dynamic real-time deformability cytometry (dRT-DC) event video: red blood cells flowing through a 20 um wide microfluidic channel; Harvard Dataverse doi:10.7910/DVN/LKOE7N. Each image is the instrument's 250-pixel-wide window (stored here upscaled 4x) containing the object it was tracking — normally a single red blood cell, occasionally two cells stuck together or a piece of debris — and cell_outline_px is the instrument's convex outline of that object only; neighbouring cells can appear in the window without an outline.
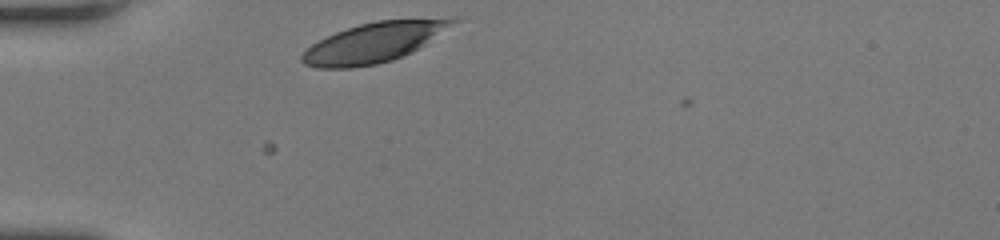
{"species": "human", "species_latin": "Homo sapiens", "temperature_condition": "room temperature", "stored_images_in_passage": 29, "camera_frame_rate_fps": 3000, "um_per_image_px": 0.085, "donor": {"sex": "female"}, "frame": {"image": 1, "passage_image": 1, "time_ms": 0.0, "image_size_px": [1000, 240], "cell_outline_px": [[460, 20], [420, 48], [404, 56], [392, 60], [376, 64], [352, 68], [316, 68], [304, 64], [300, 60], [300, 56], [312, 44], [336, 32], [360, 24], [376, 20], [456, 16]], "centroid_in_image_um": [31.86, 3.59], "position_along_channel_um": 53.1, "area_um2": 35.43}}
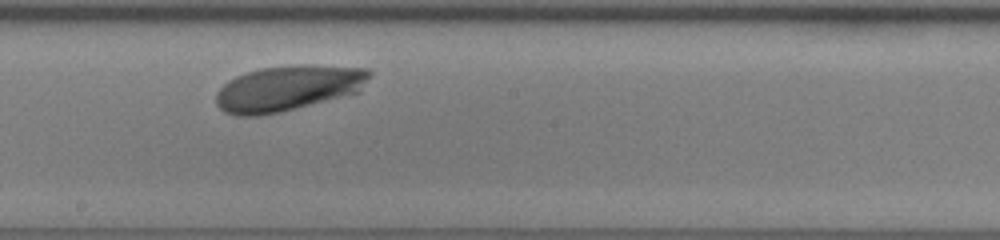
{"frame": {"image": 2, "passage_image": 16, "time_ms": 5.0, "image_size_px": [1000, 240], "cell_outline_px": [[372, 76], [360, 92], [280, 112], [256, 116], [236, 116], [224, 112], [216, 104], [216, 92], [228, 80], [236, 76], [260, 68], [296, 64], [308, 64], [368, 68], [372, 72]], "centroid_in_image_um": [24.52, 7.48], "position_along_channel_um": 223.7, "area_um2": 41.1}}
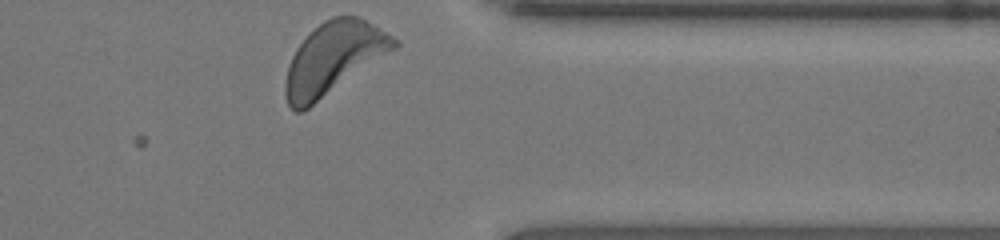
{"frame": {"image": 3, "passage_image": 29, "time_ms": 9.333, "image_size_px": [1000, 240], "cell_outline_px": [[400, 44], [396, 48], [308, 108], [300, 112], [296, 112], [288, 104], [284, 92], [284, 84], [288, 68], [292, 56], [296, 48], [324, 20], [332, 16], [356, 16], [364, 20], [400, 40]], "centroid_in_image_um": [28.35, 4.96], "position_along_channel_um": 383.1, "area_um2": 44.56}, "authors_computed_cell_mechanics": {"area_um2": 40.171, "velocity_mm_per_s": 3.8071, "shape_relaxation_time_tau1_ms": 1.0602, "shape_relaxation_time_tau2_ms": null, "deformation_change_tau1": 0.0939, "deformation_change_tau2": null}}